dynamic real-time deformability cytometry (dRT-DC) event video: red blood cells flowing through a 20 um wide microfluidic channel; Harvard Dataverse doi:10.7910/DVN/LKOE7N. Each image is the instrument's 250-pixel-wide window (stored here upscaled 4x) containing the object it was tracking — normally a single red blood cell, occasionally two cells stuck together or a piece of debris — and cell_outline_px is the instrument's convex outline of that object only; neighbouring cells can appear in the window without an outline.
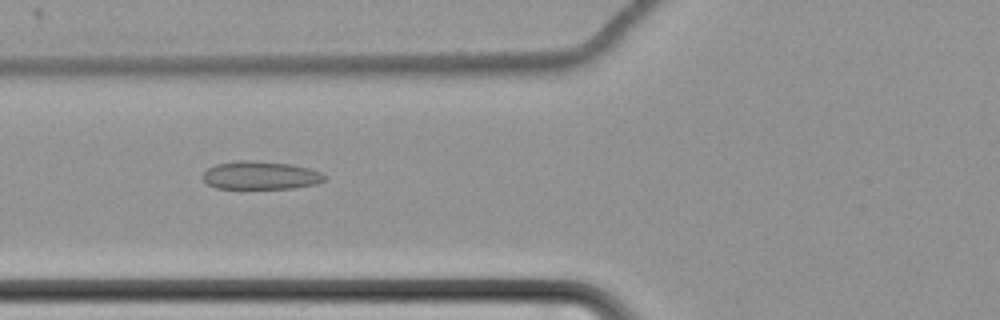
{"species": "common noctule bat (a hibernating species)", "species_latin": "Nyctalus noctula", "temperature_condition": "cold", "stored_images_in_passage": 63, "camera_frame_rate_fps": 3000, "um_per_image_px": 0.085, "animal": {"sex": "female", "body_mass_g": 22.7, "forearm_length_mm": 54.2}, "frame": {"image": 1, "passage_image": 27, "time_ms": 8.667, "image_size_px": [1000, 320], "cell_outline_px": [[328, 176], [324, 180], [316, 184], [292, 188], [216, 188], [208, 184], [204, 180], [204, 172], [208, 168], [216, 164], [236, 160], [256, 160], [292, 164], [308, 168], [320, 172]], "centroid_in_image_um": [22.16, 14.89], "position_along_channel_um": 103.6, "area_um2": 20.0}}
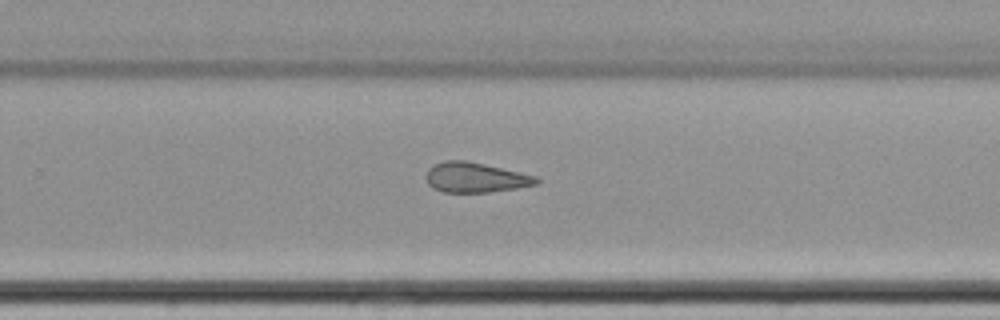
{"frame": {"image": 2, "passage_image": 43, "time_ms": 14.0, "image_size_px": [1000, 320], "cell_outline_px": [[540, 184], [516, 188], [488, 192], [444, 192], [432, 188], [428, 184], [424, 176], [428, 168], [444, 160], [468, 160], [536, 176], [540, 180]], "centroid_in_image_um": [40.39, 15.08], "position_along_channel_um": 289.4, "area_um2": 19.42}}
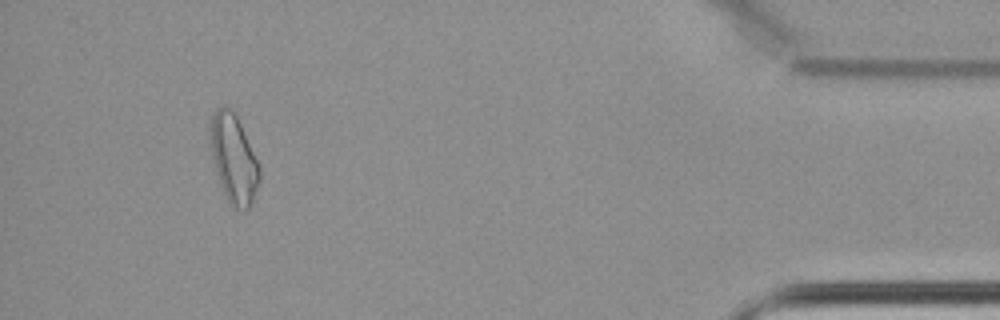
{"frame": {"image": 3, "passage_image": 59, "time_ms": 19.333, "image_size_px": [1000, 320], "cell_outline_px": [[260, 180], [252, 200], [248, 208], [244, 212], [236, 208], [224, 196], [216, 172], [212, 152], [212, 116], [216, 108], [228, 108], [236, 116], [240, 124], [260, 168]], "centroid_in_image_um": [19.88, 13.57], "position_along_channel_um": 415.3, "area_um2": 24.28}, "authors_computed_cell_mechanics": {"area_um2": 21.964, "velocity_mm_per_s": 3.4813, "shape_relaxation_time_tau1_ms": null, "shape_relaxation_time_tau2_ms": 6.5443, "deformation_change_tau1": null, "deformation_change_tau2": 0.1633}}